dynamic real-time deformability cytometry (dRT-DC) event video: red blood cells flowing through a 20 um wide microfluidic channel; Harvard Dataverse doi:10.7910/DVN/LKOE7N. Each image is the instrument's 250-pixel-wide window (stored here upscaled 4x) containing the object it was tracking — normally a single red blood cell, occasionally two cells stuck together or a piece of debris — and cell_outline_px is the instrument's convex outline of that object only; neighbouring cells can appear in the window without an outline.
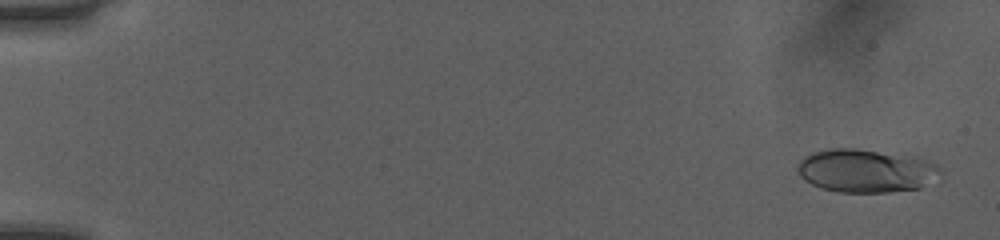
{"species": "human", "species_latin": "Homo sapiens", "temperature_condition": "room temperature", "stored_images_in_passage": 52, "camera_frame_rate_fps": 3000, "um_per_image_px": 0.085, "donor": {"sex": "female"}, "frame": {"image": 1, "passage_image": 2, "time_ms": 0.333, "image_size_px": [1000, 240], "cell_outline_px": [[944, 172], [920, 188], [888, 192], [836, 192], [820, 188], [804, 180], [796, 172], [796, 168], [800, 160], [804, 156], [812, 152], [828, 148], [856, 148], [916, 156], [928, 160], [936, 164]], "centroid_in_image_um": [73.58, 14.5], "position_along_channel_um": 11.4, "area_um2": 36.53}}
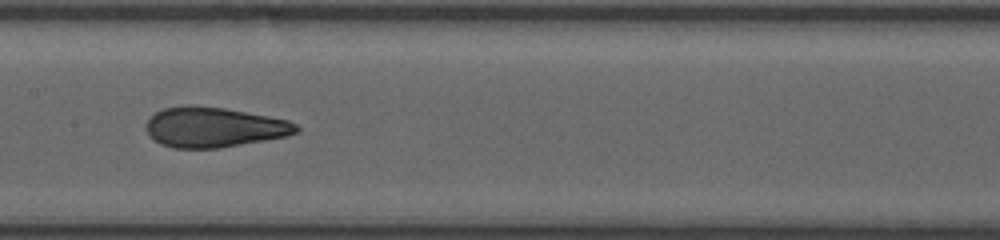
{"frame": {"image": 2, "passage_image": 27, "time_ms": 8.667, "image_size_px": [1000, 240], "cell_outline_px": [[300, 132], [288, 136], [220, 148], [172, 148], [160, 144], [148, 136], [144, 128], [148, 120], [156, 112], [164, 108], [188, 104], [192, 104], [224, 108], [268, 116], [288, 120], [296, 124], [300, 128]], "centroid_in_image_um": [18.17, 10.81], "position_along_channel_um": 189.2, "area_um2": 35.43}}
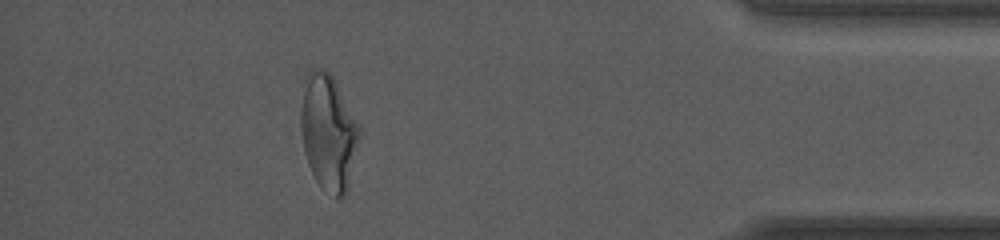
{"frame": {"image": 3, "passage_image": 46, "time_ms": 15.0, "image_size_px": [1000, 240], "cell_outline_px": [[360, 140], [348, 188], [344, 196], [336, 196], [320, 188], [308, 164], [304, 148], [300, 120], [300, 112], [304, 76], [312, 68], [324, 68], [336, 80], [360, 124]], "centroid_in_image_um": [27.93, 11.19], "position_along_channel_um": 407.3, "area_um2": 40.06}, "authors_computed_cell_mechanics": {"area_um2": 35.1713, "velocity_mm_per_s": 4.073, "shape_relaxation_time_tau1_ms": 7.1777, "shape_relaxation_time_tau2_ms": 1.172, "deformation_change_tau1": 0.2194, "deformation_change_tau2": 0.0787}}